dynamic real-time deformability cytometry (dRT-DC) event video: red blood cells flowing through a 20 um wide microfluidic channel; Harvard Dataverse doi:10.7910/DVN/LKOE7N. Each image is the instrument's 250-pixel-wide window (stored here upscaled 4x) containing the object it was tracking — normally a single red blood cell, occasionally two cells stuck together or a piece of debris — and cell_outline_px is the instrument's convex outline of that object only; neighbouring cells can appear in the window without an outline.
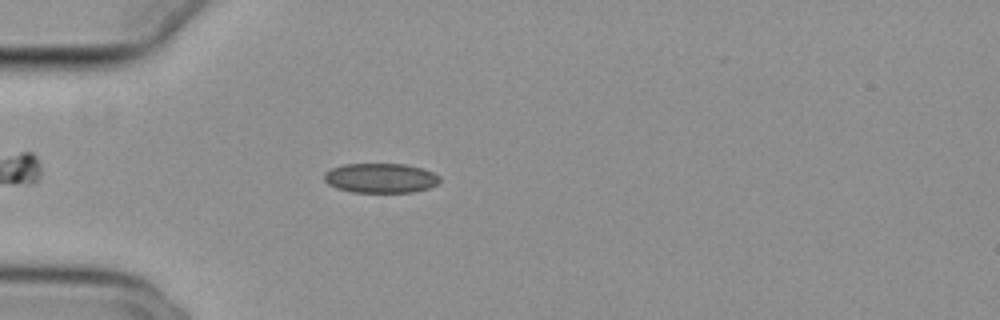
{"species": "common noctule bat (a hibernating species)", "species_latin": "Nyctalus noctula", "temperature_condition": "cold", "stored_images_in_passage": 43, "camera_frame_rate_fps": 3000, "um_per_image_px": 0.085, "animal": {"sex": "female", "body_mass_g": 29.2, "forearm_length_mm": 56.3}, "frame": {"image": 1, "passage_image": 8, "time_ms": 2.333, "image_size_px": [1000, 320], "cell_outline_px": [[440, 184], [428, 188], [412, 192], [352, 192], [336, 188], [328, 184], [324, 180], [324, 172], [332, 168], [344, 164], [404, 164], [420, 168], [432, 172], [440, 176]], "centroid_in_image_um": [32.35, 15.14], "position_along_channel_um": 52.7, "area_um2": 20.0}}
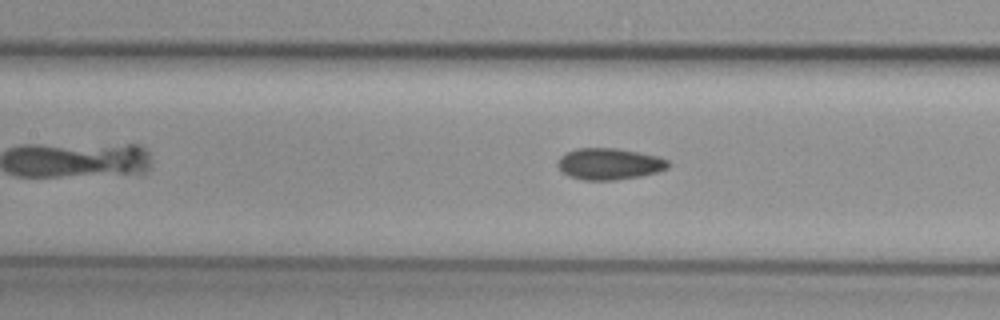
{"frame": {"image": 2, "passage_image": 17, "time_ms": 5.333, "image_size_px": [1000, 320], "cell_outline_px": [[668, 168], [656, 172], [640, 176], [612, 180], [580, 180], [568, 176], [560, 172], [556, 164], [560, 156], [576, 148], [616, 148], [656, 156], [668, 160]], "centroid_in_image_um": [51.71, 13.94], "position_along_channel_um": 155.7, "area_um2": 20.23}}
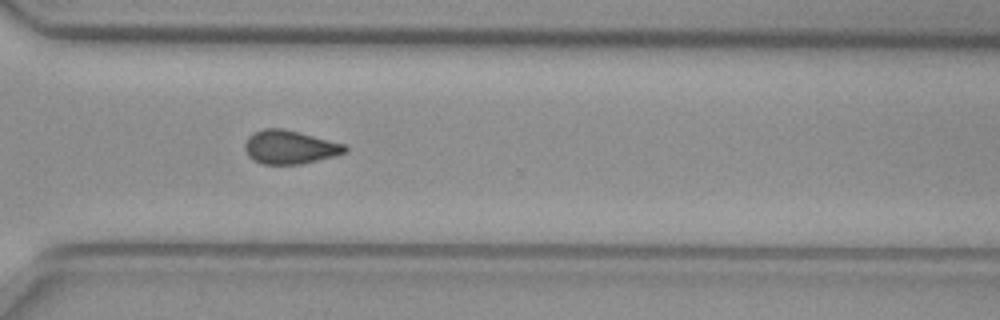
{"frame": {"image": 3, "passage_image": 32, "time_ms": 10.333, "image_size_px": [1000, 320], "cell_outline_px": [[348, 152], [336, 156], [300, 164], [264, 164], [252, 160], [248, 156], [244, 148], [244, 144], [248, 136], [264, 128], [284, 128], [348, 144]], "centroid_in_image_um": [24.68, 12.5], "position_along_channel_um": 345.9, "area_um2": 19.94}, "authors_computed_cell_mechanics": {"area_um2": 20.0566, "velocity_mm_per_s": 3.8203, "shape_relaxation_time_tau1_ms": null, "shape_relaxation_time_tau2_ms": 3.828, "deformation_change_tau1": null, "deformation_change_tau2": 0.0846}}